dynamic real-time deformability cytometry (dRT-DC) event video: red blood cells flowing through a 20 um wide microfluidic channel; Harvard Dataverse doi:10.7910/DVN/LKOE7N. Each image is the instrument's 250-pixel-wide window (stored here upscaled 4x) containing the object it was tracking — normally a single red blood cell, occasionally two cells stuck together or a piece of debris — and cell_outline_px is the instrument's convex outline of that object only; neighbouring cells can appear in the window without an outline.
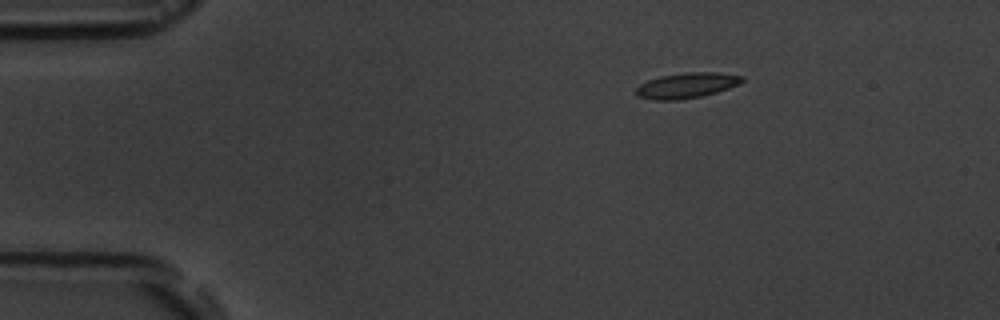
{"species": "common noctule bat (a hibernating species)", "species_latin": "Nyctalus noctula", "temperature_condition": "room temperature", "stored_images_in_passage": 3, "camera_frame_rate_fps": 3000, "um_per_image_px": 0.085, "animal": {"sex": "male", "body_mass_g": 19.5, "forearm_length_mm": 54.6}, "frame": {"image": 1, "passage_image": 1, "time_ms": 0.0, "image_size_px": [1000, 320], "cell_outline_px": [[744, 80], [740, 84], [716, 92], [700, 96], [676, 100], [652, 100], [636, 96], [636, 88], [640, 84], [648, 80], [660, 76], [684, 72], [720, 72], [744, 76]], "centroid_in_image_um": [58.37, 7.25], "position_along_channel_um": 26.6, "area_um2": 15.78}}